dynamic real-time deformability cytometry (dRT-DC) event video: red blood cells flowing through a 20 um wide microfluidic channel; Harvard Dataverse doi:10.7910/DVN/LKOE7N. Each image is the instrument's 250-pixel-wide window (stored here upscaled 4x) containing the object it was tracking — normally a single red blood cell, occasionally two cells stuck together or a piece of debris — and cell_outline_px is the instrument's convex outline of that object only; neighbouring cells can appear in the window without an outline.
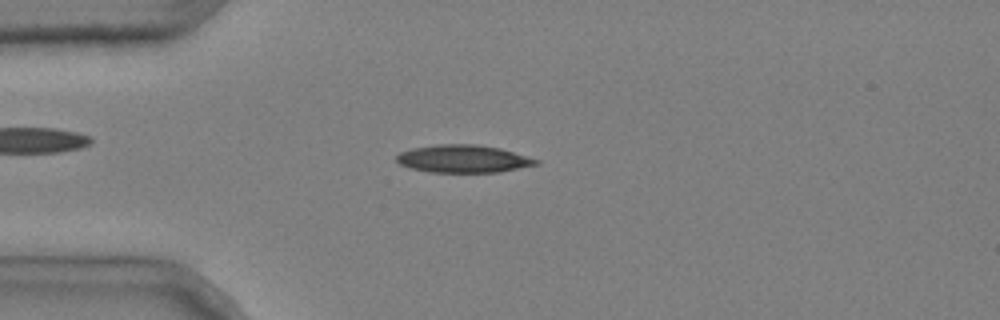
{"species": "common noctule bat (a hibernating species)", "species_latin": "Nyctalus noctula", "temperature_condition": "cold", "stored_images_in_passage": 36, "camera_frame_rate_fps": 3000, "um_per_image_px": 0.085, "animal": {"sex": "male", "body_mass_g": 20.4}, "frame": {"image": 1, "passage_image": 3, "time_ms": 0.667, "image_size_px": [1000, 320], "cell_outline_px": [[540, 164], [500, 172], [428, 172], [412, 168], [400, 164], [396, 160], [396, 156], [400, 152], [412, 148], [436, 144], [476, 144], [500, 148], [540, 160]], "centroid_in_image_um": [39.39, 13.49], "position_along_channel_um": 45.6, "area_um2": 22.54}}
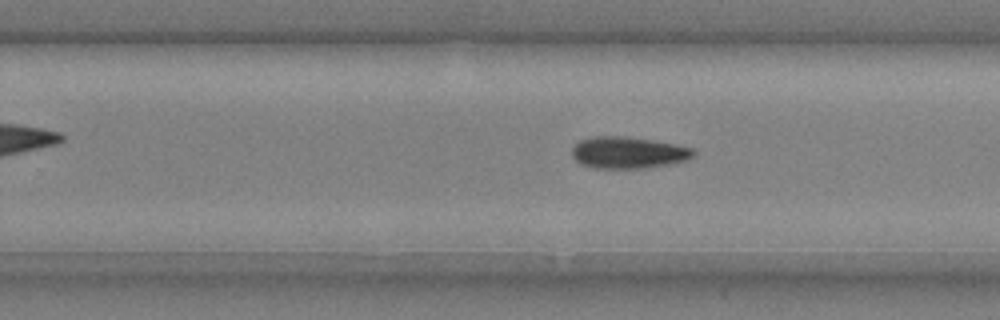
{"frame": {"image": 2, "passage_image": 23, "time_ms": 7.333, "image_size_px": [1000, 320], "cell_outline_px": [[696, 152], [688, 160], [668, 164], [644, 168], [592, 168], [580, 164], [572, 156], [572, 148], [580, 140], [592, 136], [624, 136], [652, 140], [676, 144], [692, 148]], "centroid_in_image_um": [53.38, 12.97], "position_along_channel_um": 276.4, "area_um2": 22.48}}
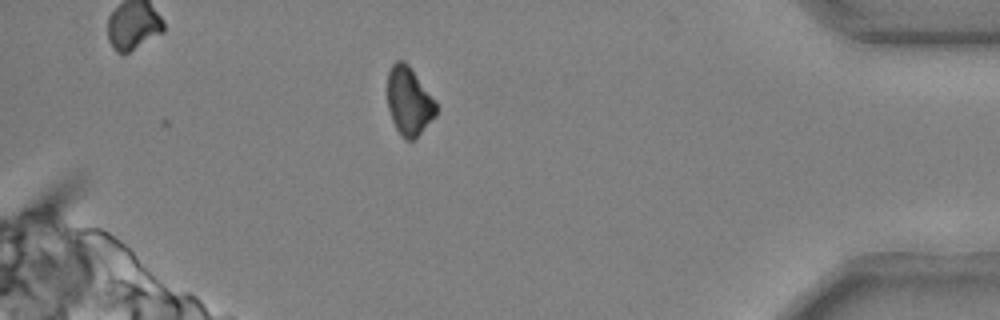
{"frame": {"image": 3, "passage_image": 36, "time_ms": 11.667, "image_size_px": [1000, 320], "cell_outline_px": [[436, 116], [412, 140], [404, 140], [400, 136], [392, 120], [388, 108], [388, 72], [392, 64], [396, 60], [404, 60], [408, 64], [436, 100]], "centroid_in_image_um": [34.76, 8.58], "position_along_channel_um": 400.4, "area_um2": 19.36}}